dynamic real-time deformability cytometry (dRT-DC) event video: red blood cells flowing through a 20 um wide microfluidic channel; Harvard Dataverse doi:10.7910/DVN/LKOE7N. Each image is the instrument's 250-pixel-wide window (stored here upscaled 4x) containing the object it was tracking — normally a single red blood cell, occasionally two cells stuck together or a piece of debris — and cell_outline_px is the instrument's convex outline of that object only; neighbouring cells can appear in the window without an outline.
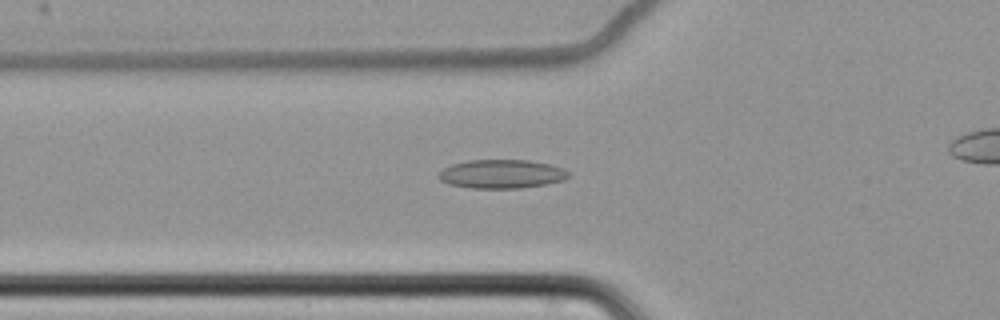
{"species": "common noctule bat (a hibernating species)", "species_latin": "Nyctalus noctula", "temperature_condition": "cold", "stored_images_in_passage": 56, "camera_frame_rate_fps": 3000, "um_per_image_px": 0.085, "animal": {"sex": "female", "body_mass_g": 22.7, "forearm_length_mm": 54.2}, "frame": {"image": 1, "passage_image": 25, "time_ms": 8.0, "image_size_px": [1000, 320], "cell_outline_px": [[568, 176], [564, 180], [548, 184], [520, 188], [468, 188], [448, 184], [440, 180], [436, 176], [444, 168], [452, 164], [468, 160], [528, 160], [552, 164], [564, 168], [568, 172]], "centroid_in_image_um": [42.64, 14.79], "position_along_channel_um": 83.2, "area_um2": 21.96}}
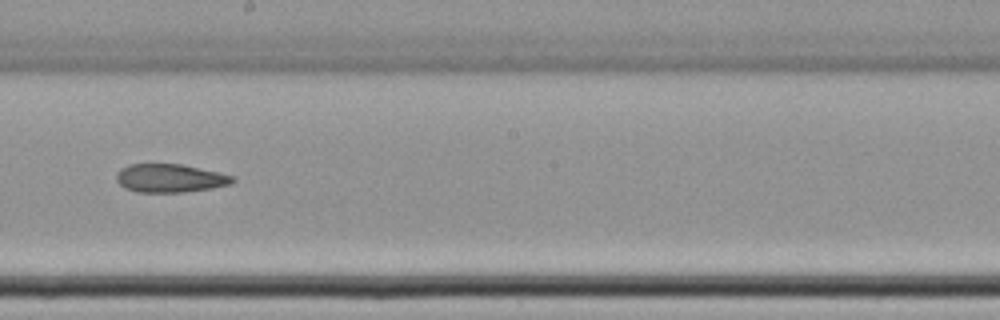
{"frame": {"image": 2, "passage_image": 38, "time_ms": 12.333, "image_size_px": [1000, 320], "cell_outline_px": [[236, 180], [232, 184], [212, 188], [184, 192], [136, 192], [124, 188], [116, 180], [116, 172], [120, 168], [128, 164], [184, 164], [220, 172], [236, 176]], "centroid_in_image_um": [14.48, 15.14], "position_along_channel_um": 233.7, "area_um2": 19.59}}
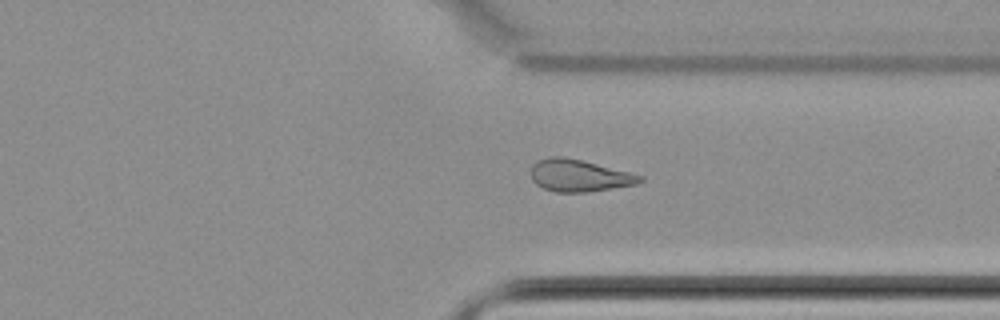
{"frame": {"image": 3, "passage_image": 49, "time_ms": 16.0, "image_size_px": [1000, 320], "cell_outline_px": [[644, 180], [636, 184], [584, 192], [556, 192], [540, 188], [532, 180], [532, 164], [536, 160], [552, 156], [564, 156], [644, 176]], "centroid_in_image_um": [49.17, 14.92], "position_along_channel_um": 362.2, "area_um2": 20.17}}